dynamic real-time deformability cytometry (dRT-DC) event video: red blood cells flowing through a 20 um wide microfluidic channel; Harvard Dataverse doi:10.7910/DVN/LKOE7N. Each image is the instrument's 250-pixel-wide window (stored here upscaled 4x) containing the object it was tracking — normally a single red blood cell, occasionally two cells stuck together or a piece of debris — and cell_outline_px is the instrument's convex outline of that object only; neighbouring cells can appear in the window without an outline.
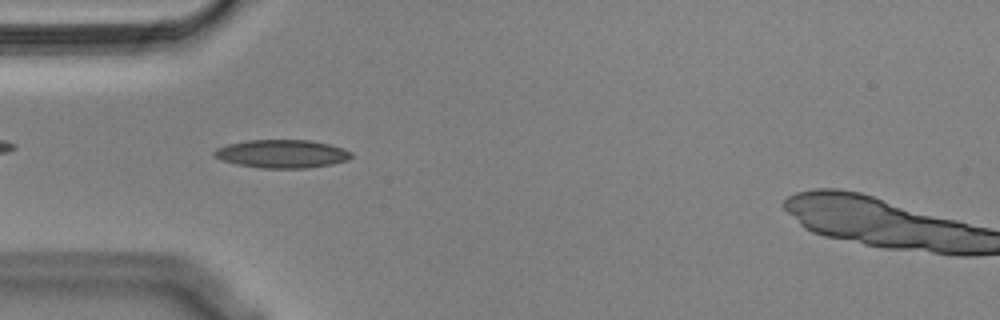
{"species": "Egyptian fruit bat (a non-hibernating species)", "species_latin": "Rousettus aegyptiacus", "temperature_condition": "cold", "stored_images_in_passage": 42, "camera_frame_rate_fps": 3000, "um_per_image_px": 0.085, "animal": {"sex": "male"}, "frame": {"image": 1, "passage_image": 4, "time_ms": 1.0, "image_size_px": [1000, 320], "cell_outline_px": [[352, 156], [348, 160], [332, 164], [308, 168], [260, 168], [236, 164], [212, 156], [212, 152], [216, 148], [228, 144], [248, 140], [312, 140], [328, 144], [352, 152]], "centroid_in_image_um": [23.95, 13.07], "position_along_channel_um": 61.1, "area_um2": 22.54}}
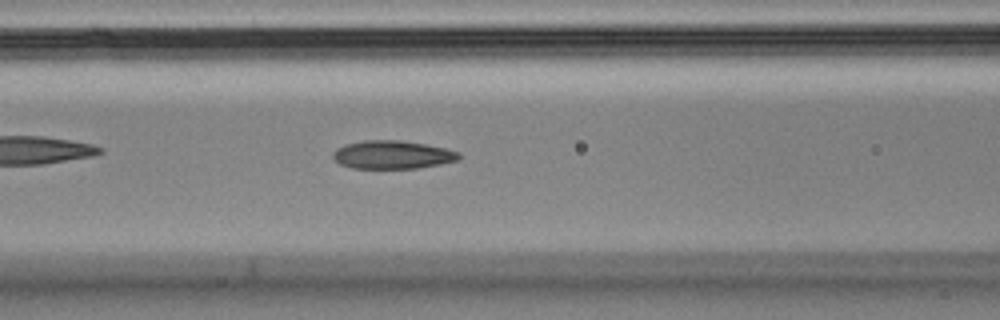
{"frame": {"image": 2, "passage_image": 10, "time_ms": 3.0, "image_size_px": [1000, 320], "cell_outline_px": [[460, 160], [440, 164], [416, 168], [352, 168], [340, 164], [332, 156], [332, 152], [336, 148], [344, 144], [364, 140], [400, 140], [424, 144], [444, 148], [460, 152]], "centroid_in_image_um": [33.34, 13.15], "position_along_channel_um": 133.3, "area_um2": 20.75}}
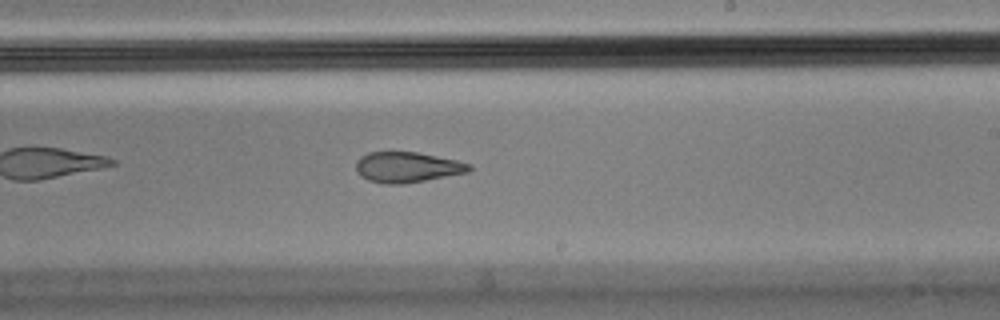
{"frame": {"image": 3, "passage_image": 20, "time_ms": 6.333, "image_size_px": [1000, 320], "cell_outline_px": [[472, 168], [468, 172], [404, 184], [384, 184], [368, 180], [360, 176], [356, 172], [356, 160], [360, 156], [368, 152], [416, 152], [456, 160], [472, 164]], "centroid_in_image_um": [34.57, 14.21], "position_along_channel_um": 254.4, "area_um2": 20.17}, "authors_computed_cell_mechanics": {"area_um2": 21.5305, "velocity_mm_per_s": 3.6415, "shape_relaxation_time_tau1_ms": null, "shape_relaxation_time_tau2_ms": 3.3331, "deformation_change_tau1": null, "deformation_change_tau2": 0.1118}}